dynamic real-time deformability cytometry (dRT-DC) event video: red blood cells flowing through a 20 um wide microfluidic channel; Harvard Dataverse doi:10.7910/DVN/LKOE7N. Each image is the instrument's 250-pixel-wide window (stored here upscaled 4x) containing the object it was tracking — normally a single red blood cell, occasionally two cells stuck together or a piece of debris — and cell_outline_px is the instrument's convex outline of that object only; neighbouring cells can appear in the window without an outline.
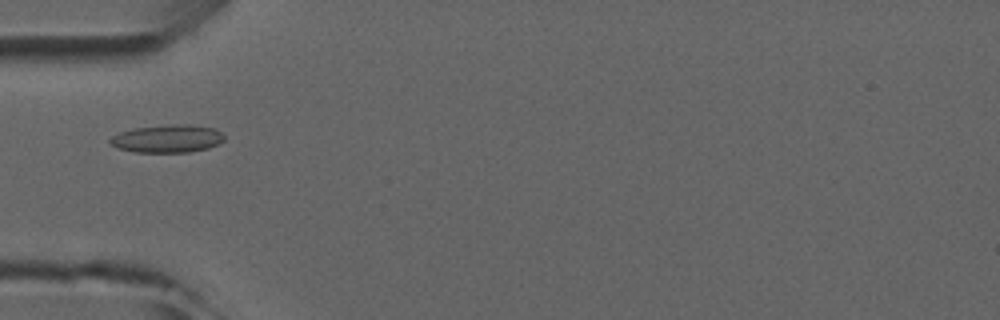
{"species": "common noctule bat (a hibernating species)", "species_latin": "Nyctalus noctula", "temperature_condition": "room temperature", "stored_images_in_passage": 4, "camera_frame_rate_fps": 3000, "um_per_image_px": 0.085, "animal": {"sex": "male", "forearm_length_mm": 52.5}, "frame": {"image": 1, "passage_image": 4, "time_ms": 4.333, "image_size_px": [1000, 320], "cell_outline_px": [[224, 140], [208, 148], [188, 152], [136, 152], [116, 148], [108, 140], [112, 136], [120, 132], [132, 128], [172, 124], [192, 124], [216, 128], [224, 136]], "centroid_in_image_um": [14.22, 11.77], "position_along_channel_um": 70.8, "area_um2": 18.61}}